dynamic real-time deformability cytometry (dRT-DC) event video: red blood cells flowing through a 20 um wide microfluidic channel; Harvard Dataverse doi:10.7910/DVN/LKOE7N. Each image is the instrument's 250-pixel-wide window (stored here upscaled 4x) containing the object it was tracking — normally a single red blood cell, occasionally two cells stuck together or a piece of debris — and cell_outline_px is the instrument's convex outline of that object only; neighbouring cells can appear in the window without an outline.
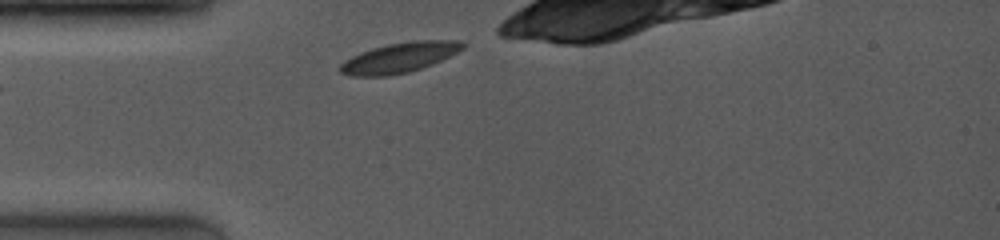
{"species": "common noctule bat (a hibernating species)", "species_latin": "Nyctalus noctula", "temperature_condition": "room temperature", "stored_images_in_passage": 38, "camera_frame_rate_fps": 4000, "um_per_image_px": 0.085, "animal": {"sex": "female", "body_mass_g": 19.0, "forearm_length_mm": 53.3}, "frame": {"image": 1, "passage_image": 1, "time_ms": 0.0, "image_size_px": [1000, 240], "cell_outline_px": [[464, 48], [432, 64], [408, 72], [392, 76], [352, 76], [340, 72], [340, 64], [344, 60], [360, 52], [372, 48], [388, 44], [412, 40], [464, 40]], "centroid_in_image_um": [33.94, 4.89], "position_along_channel_um": 51.1, "area_um2": 21.44}}
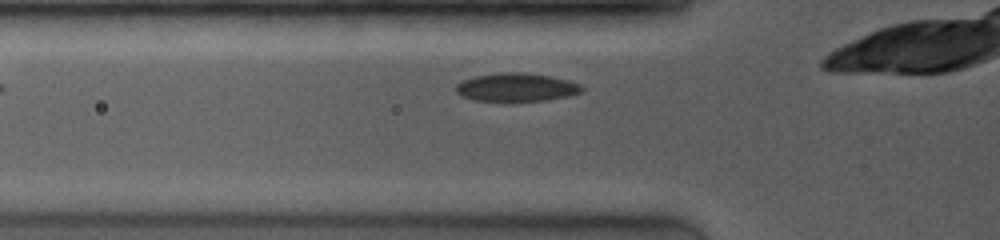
{"frame": {"image": 2, "passage_image": 7, "time_ms": 1.0, "image_size_px": [1000, 240], "cell_outline_px": [[584, 88], [580, 92], [568, 96], [548, 100], [508, 104], [472, 100], [456, 92], [456, 84], [464, 80], [476, 76], [500, 72], [524, 72], [548, 76], [568, 80], [580, 84]], "centroid_in_image_um": [43.87, 7.47], "position_along_channel_um": 81.9, "area_um2": 21.5}}